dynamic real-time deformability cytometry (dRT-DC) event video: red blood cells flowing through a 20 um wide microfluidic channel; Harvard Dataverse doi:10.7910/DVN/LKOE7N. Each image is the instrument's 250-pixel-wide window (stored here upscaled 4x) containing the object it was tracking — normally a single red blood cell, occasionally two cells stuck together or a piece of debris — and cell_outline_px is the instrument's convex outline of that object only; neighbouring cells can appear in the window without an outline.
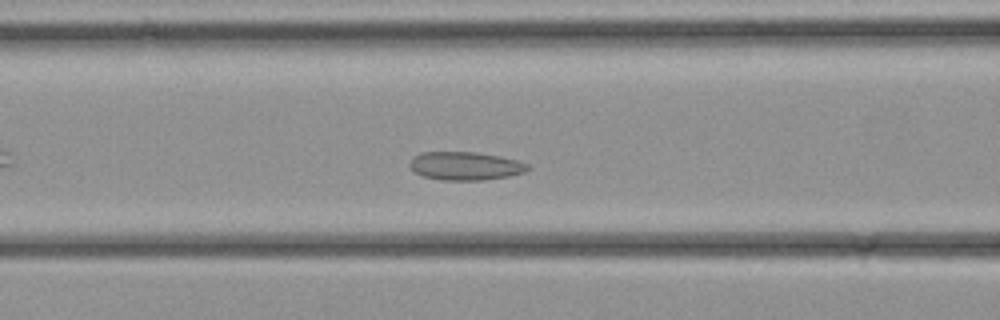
{"species": "common noctule bat (a hibernating species)", "species_latin": "Nyctalus noctula", "temperature_condition": "cold", "stored_images_in_passage": 25, "camera_frame_rate_fps": 3000, "um_per_image_px": 0.085, "animal": {"sex": "female", "body_mass_g": 21.9}, "frame": {"image": 1, "passage_image": 4, "time_ms": 1.0, "image_size_px": [1000, 320], "cell_outline_px": [[532, 168], [524, 172], [508, 176], [484, 180], [444, 180], [424, 176], [416, 172], [408, 164], [412, 156], [420, 152], [476, 152], [500, 156], [516, 160], [528, 164]], "centroid_in_image_um": [39.55, 14.09], "position_along_channel_um": 127.0, "area_um2": 19.48}}
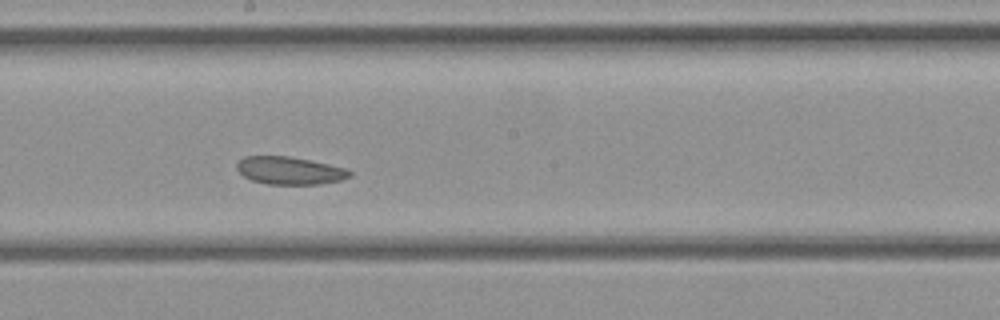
{"frame": {"image": 2, "passage_image": 9, "time_ms": 2.667, "image_size_px": [1000, 320], "cell_outline_px": [[352, 176], [340, 180], [316, 184], [268, 184], [252, 180], [244, 176], [236, 168], [236, 164], [244, 156], [288, 156], [348, 168], [352, 172]], "centroid_in_image_um": [24.63, 14.49], "position_along_channel_um": 223.6, "area_um2": 18.09}}
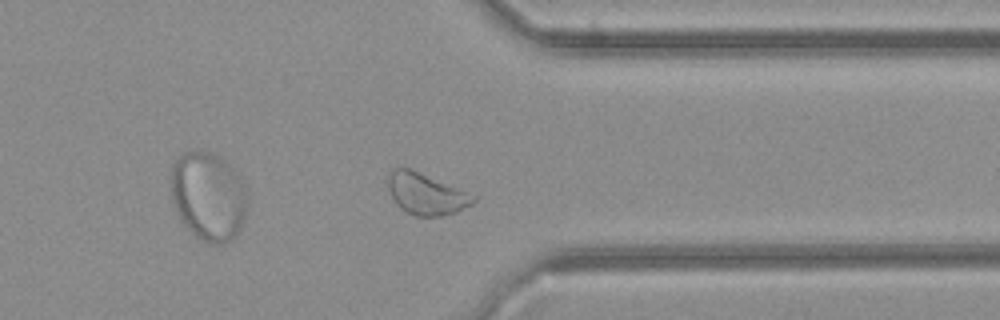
{"frame": {"image": 3, "passage_image": 17, "time_ms": 5.333, "image_size_px": [1000, 320], "cell_outline_px": [[476, 200], [472, 204], [456, 212], [440, 216], [416, 216], [400, 208], [396, 204], [384, 180], [388, 172], [392, 168], [408, 168], [476, 196]], "centroid_in_image_um": [36.14, 16.48], "position_along_channel_um": 375.3, "area_um2": 20.35}}